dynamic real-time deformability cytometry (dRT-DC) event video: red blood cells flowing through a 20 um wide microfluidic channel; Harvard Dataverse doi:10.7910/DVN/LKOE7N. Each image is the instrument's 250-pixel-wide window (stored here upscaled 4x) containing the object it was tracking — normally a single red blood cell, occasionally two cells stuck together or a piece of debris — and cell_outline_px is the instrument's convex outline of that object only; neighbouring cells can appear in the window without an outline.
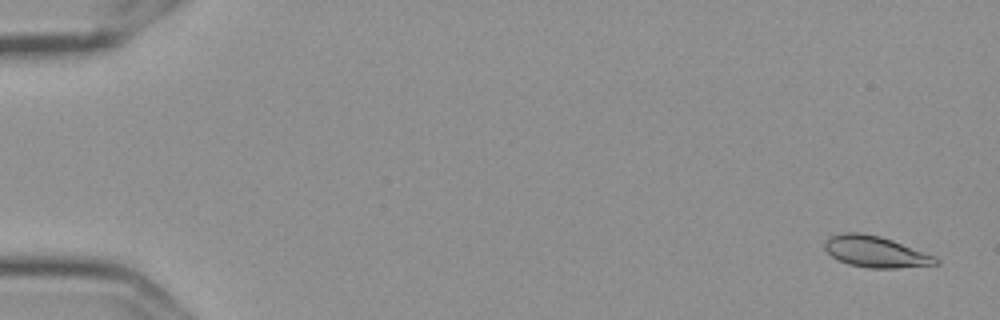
{"species": "Egyptian fruit bat (a non-hibernating species)", "species_latin": "Rousettus aegyptiacus", "temperature_condition": "cold", "stored_images_in_passage": 58, "camera_frame_rate_fps": 3000, "um_per_image_px": 0.085, "frame": {"image": 1, "passage_image": 3, "time_ms": 0.667, "image_size_px": [1000, 320], "cell_outline_px": [[940, 264], [896, 268], [868, 268], [848, 264], [832, 256], [824, 248], [824, 240], [828, 236], [840, 232], [860, 232], [880, 236], [892, 240], [936, 256], [940, 260]], "centroid_in_image_um": [74.41, 21.38], "position_along_channel_um": 10.6, "area_um2": 20.4}}
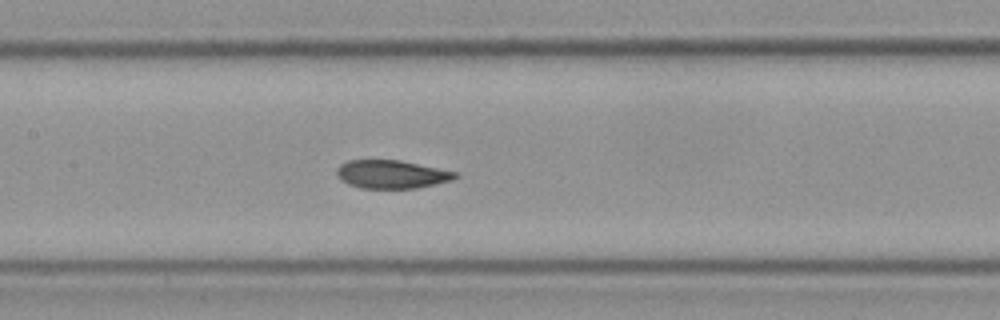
{"frame": {"image": 2, "passage_image": 29, "time_ms": 9.333, "image_size_px": [1000, 320], "cell_outline_px": [[460, 176], [452, 180], [436, 184], [416, 188], [360, 188], [348, 184], [340, 180], [336, 176], [336, 168], [340, 164], [348, 160], [400, 160], [460, 172]], "centroid_in_image_um": [33.3, 14.81], "position_along_channel_um": 174.1, "area_um2": 19.83}}
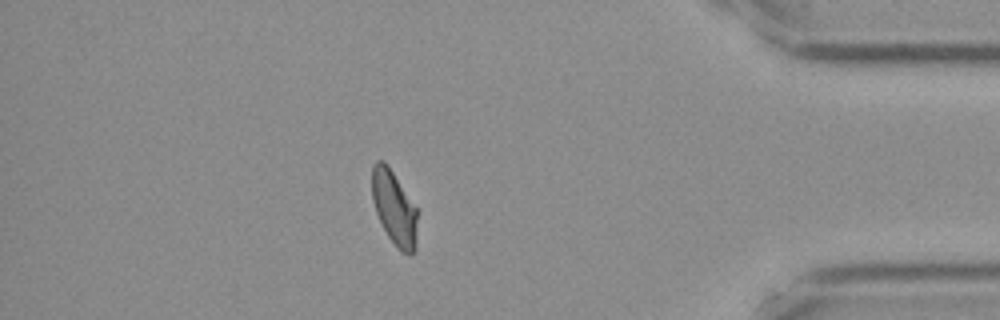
{"frame": {"image": 3, "passage_image": 51, "time_ms": 16.667, "image_size_px": [1000, 320], "cell_outline_px": [[416, 248], [408, 256], [400, 252], [396, 248], [388, 236], [376, 212], [372, 200], [372, 164], [376, 160], [384, 160], [416, 208]], "centroid_in_image_um": [33.48, 17.7], "position_along_channel_um": 401.7, "area_um2": 19.36}, "authors_computed_cell_mechanics": {"area_um2": 20.0855, "velocity_mm_per_s": 3.5802, "shape_relaxation_time_tau1_ms": null, "shape_relaxation_time_tau2_ms": 1.4727, "deformation_change_tau1": null, "deformation_change_tau2": 0.0587}}